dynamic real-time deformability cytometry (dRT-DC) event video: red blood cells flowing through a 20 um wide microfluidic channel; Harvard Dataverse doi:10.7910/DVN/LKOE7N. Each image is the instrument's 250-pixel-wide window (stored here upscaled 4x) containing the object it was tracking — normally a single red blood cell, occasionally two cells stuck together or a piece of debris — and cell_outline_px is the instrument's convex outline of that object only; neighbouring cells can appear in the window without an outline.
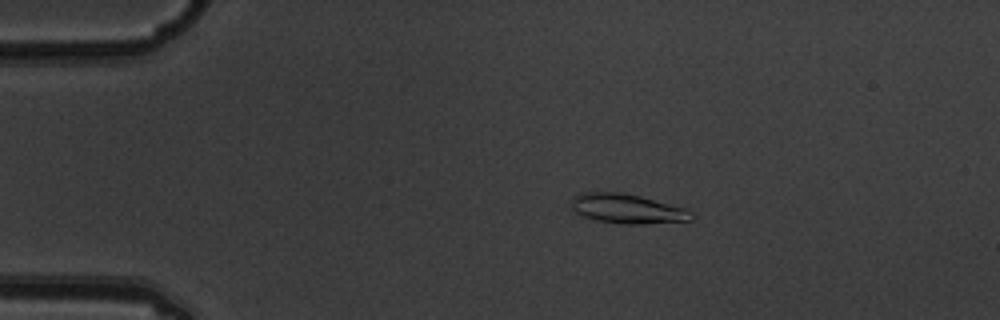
{"species": "common noctule bat (a hibernating species)", "species_latin": "Nyctalus noctula", "temperature_condition": "warm", "stored_images_in_passage": 3, "camera_frame_rate_fps": 3000, "um_per_image_px": 0.085, "animal": {"sex": "male", "body_mass_g": 19.5, "forearm_length_mm": 54.6}, "frame": {"image": 1, "passage_image": 2, "time_ms": 0.333, "image_size_px": [1000, 320], "cell_outline_px": [[692, 220], [644, 224], [624, 224], [596, 220], [584, 216], [576, 212], [572, 208], [572, 196], [580, 192], [620, 192], [640, 196], [684, 208], [692, 212]], "centroid_in_image_um": [53.28, 17.74], "position_along_channel_um": 31.7, "area_um2": 20.52}}